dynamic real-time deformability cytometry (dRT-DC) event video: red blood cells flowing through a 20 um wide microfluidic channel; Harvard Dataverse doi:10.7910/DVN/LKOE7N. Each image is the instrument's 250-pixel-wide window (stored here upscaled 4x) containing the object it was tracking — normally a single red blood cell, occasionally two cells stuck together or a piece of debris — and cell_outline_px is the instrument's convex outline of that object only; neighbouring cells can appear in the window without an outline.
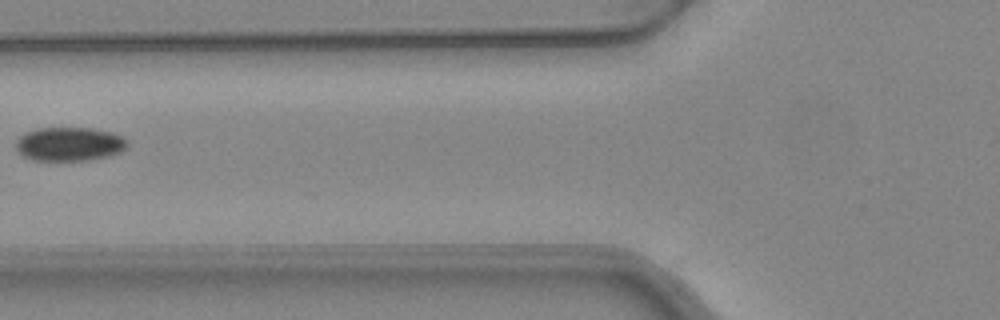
{"species": "common noctule bat (a hibernating species)", "species_latin": "Nyctalus noctula", "temperature_condition": "warm", "stored_images_in_passage": 5, "camera_frame_rate_fps": 3000, "um_per_image_px": 0.085, "animal": {"sex": "female", "body_mass_g": 24.6, "forearm_length_mm": 56.2}, "frame": {"image": 1, "passage_image": 4, "time_ms": 1.0, "image_size_px": [1000, 320], "cell_outline_px": [[128, 144], [120, 152], [108, 156], [88, 160], [32, 160], [24, 156], [16, 148], [16, 140], [24, 132], [36, 128], [92, 128], [112, 132], [120, 136]], "centroid_in_image_um": [5.86, 12.23], "position_along_channel_um": 119.9, "area_um2": 21.85}}
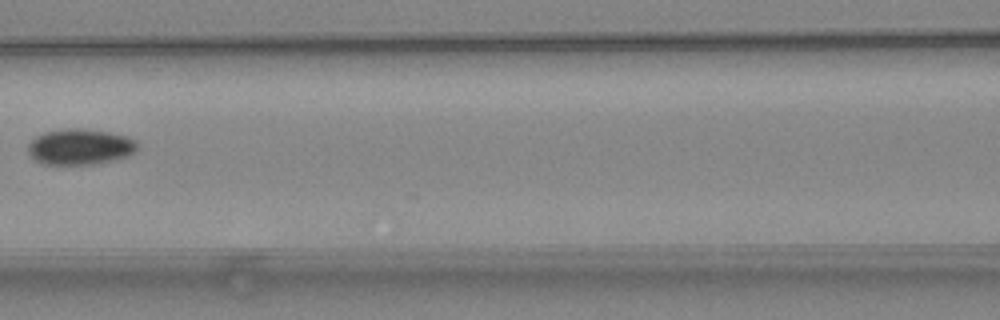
{"frame": {"image": 2, "passage_image": 5, "time_ms": 1.333, "image_size_px": [1000, 320], "cell_outline_px": [[136, 152], [128, 156], [112, 160], [92, 164], [40, 164], [28, 152], [28, 144], [36, 136], [44, 132], [72, 128], [76, 128], [108, 132], [128, 136], [136, 140]], "centroid_in_image_um": [6.81, 12.48], "position_along_channel_um": 159.8, "area_um2": 22.66}}